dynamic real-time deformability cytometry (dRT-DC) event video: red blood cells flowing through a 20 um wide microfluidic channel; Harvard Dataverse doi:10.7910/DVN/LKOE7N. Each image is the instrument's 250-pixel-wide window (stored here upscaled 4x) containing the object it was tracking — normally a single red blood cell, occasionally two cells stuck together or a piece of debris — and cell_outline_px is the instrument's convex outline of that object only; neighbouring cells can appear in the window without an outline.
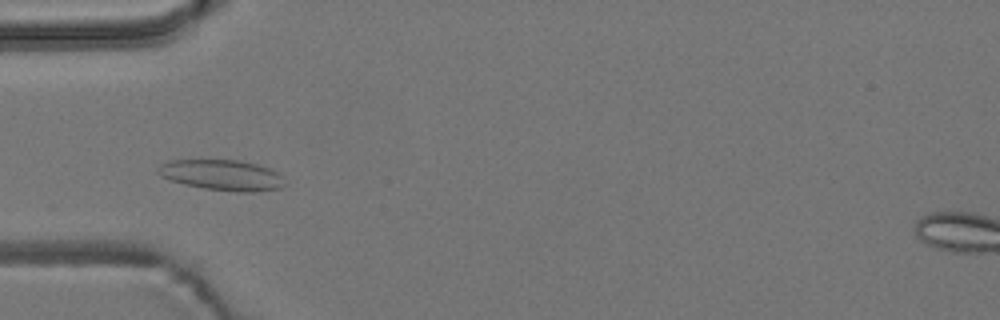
{"species": "common noctule bat (a hibernating species)", "species_latin": "Nyctalus noctula", "temperature_condition": "room temperature", "stored_images_in_passage": 13, "camera_frame_rate_fps": 3000, "um_per_image_px": 0.085, "animal": {"sex": "male", "body_mass_g": 19.2, "forearm_length_mm": 51.8}, "frame": {"image": 1, "passage_image": 4, "time_ms": 4.667, "image_size_px": [1000, 320], "cell_outline_px": [[284, 184], [280, 188], [256, 192], [236, 192], [204, 188], [184, 184], [160, 176], [156, 172], [156, 168], [160, 164], [168, 160], [240, 160], [256, 164], [268, 168], [276, 172], [280, 176]], "centroid_in_image_um": [18.82, 14.88], "position_along_channel_um": 66.2, "area_um2": 22.54}}
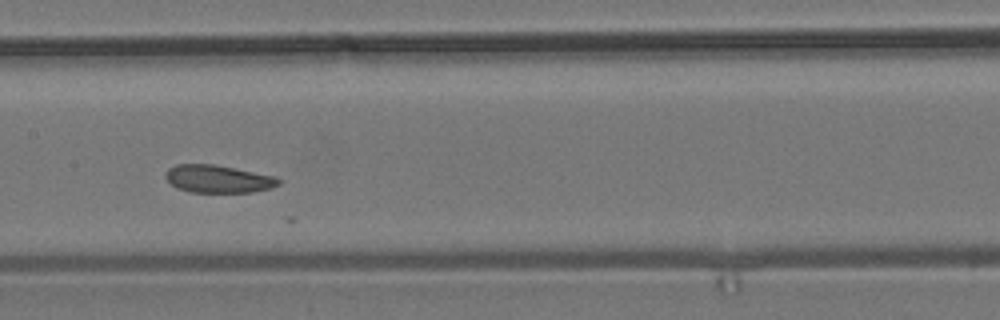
{"frame": {"image": 2, "passage_image": 7, "time_ms": 8.0, "image_size_px": [1000, 320], "cell_outline_px": [[280, 184], [272, 188], [252, 192], [188, 192], [176, 188], [164, 176], [164, 172], [168, 168], [176, 164], [216, 164], [276, 176], [280, 180]], "centroid_in_image_um": [18.53, 15.2], "position_along_channel_um": 188.9, "area_um2": 18.5}}
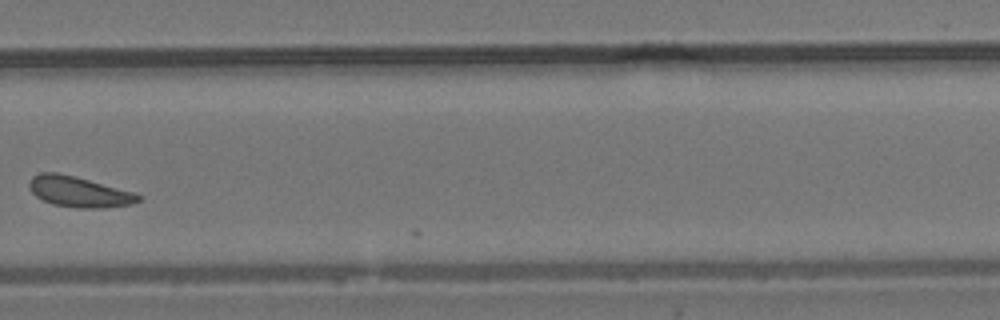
{"frame": {"image": 3, "passage_image": 10, "time_ms": 11.667, "image_size_px": [1000, 320], "cell_outline_px": [[140, 200], [132, 204], [104, 208], [76, 208], [52, 204], [36, 196], [28, 188], [28, 184], [32, 176], [40, 172], [56, 172], [76, 176], [136, 192], [140, 196]], "centroid_in_image_um": [6.71, 16.29], "position_along_channel_um": 323.1, "area_um2": 19.71}}